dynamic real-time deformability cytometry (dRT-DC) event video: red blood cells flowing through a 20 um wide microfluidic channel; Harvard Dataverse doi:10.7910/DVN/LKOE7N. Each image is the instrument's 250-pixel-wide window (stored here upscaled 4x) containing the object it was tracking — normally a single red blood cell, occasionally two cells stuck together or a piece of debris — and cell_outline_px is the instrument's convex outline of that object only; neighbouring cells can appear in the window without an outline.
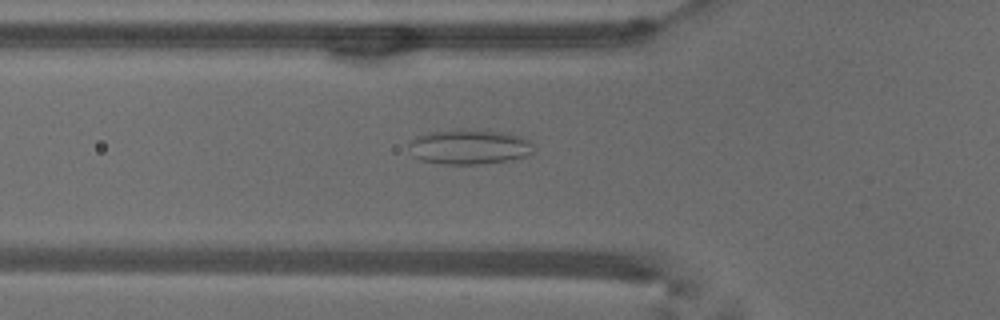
{"species": "common noctule bat (a hibernating species)", "species_latin": "Nyctalus noctula", "temperature_condition": "warm", "stored_images_in_passage": 53, "camera_frame_rate_fps": 3000, "um_per_image_px": 0.085, "animal": {"sex": "male", "body_mass_g": 18.8}, "frame": {"image": 1, "passage_image": 18, "time_ms": 5.667, "image_size_px": [1000, 320], "cell_outline_px": [[532, 152], [528, 156], [508, 160], [480, 164], [444, 164], [420, 160], [416, 156], [408, 144], [416, 136], [428, 132], [484, 128], [504, 132], [520, 136], [528, 140], [532, 144]], "centroid_in_image_um": [39.92, 12.46], "position_along_channel_um": 85.9, "area_um2": 25.37}}
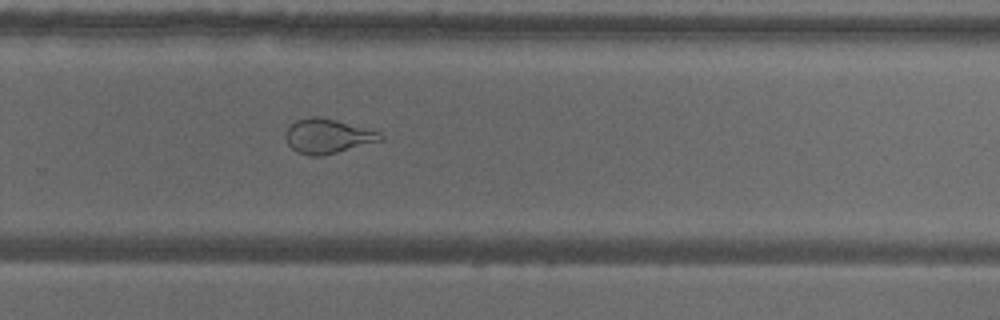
{"frame": {"image": 2, "passage_image": 35, "time_ms": 11.333, "image_size_px": [1000, 320], "cell_outline_px": [[384, 140], [320, 156], [308, 156], [296, 152], [288, 144], [284, 136], [284, 132], [288, 124], [296, 120], [308, 116], [320, 116], [336, 120], [380, 132], [384, 136]], "centroid_in_image_um": [27.79, 11.56], "position_along_channel_um": 302.0, "area_um2": 19.31}}
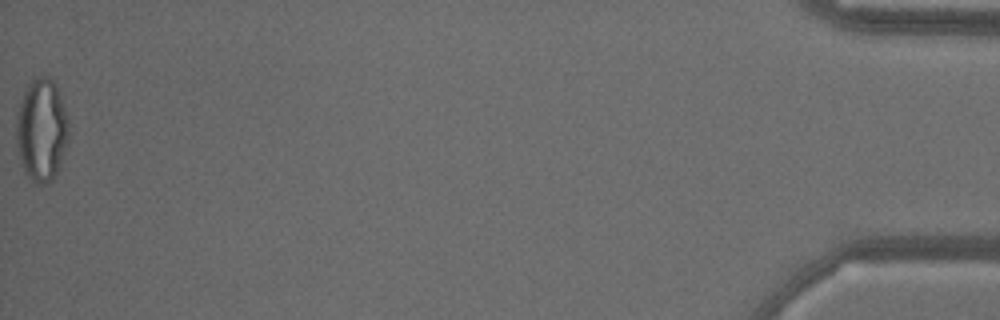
{"frame": {"image": 3, "passage_image": 53, "time_ms": 17.333, "image_size_px": [1000, 320], "cell_outline_px": [[68, 140], [60, 168], [52, 180], [44, 184], [36, 184], [24, 172], [20, 160], [16, 144], [16, 112], [24, 92], [28, 84], [36, 76], [44, 72], [52, 76], [60, 92], [68, 120]], "centroid_in_image_um": [3.54, 11.0], "position_along_channel_um": 431.7, "area_um2": 32.14}, "authors_computed_cell_mechanics": {"area_um2": 25.9522, "velocity_mm_per_s": 3.7958, "shape_relaxation_time_tau1_ms": null, "shape_relaxation_time_tau2_ms": 1.0542, "deformation_change_tau1": null, "deformation_change_tau2": 0.0872}}